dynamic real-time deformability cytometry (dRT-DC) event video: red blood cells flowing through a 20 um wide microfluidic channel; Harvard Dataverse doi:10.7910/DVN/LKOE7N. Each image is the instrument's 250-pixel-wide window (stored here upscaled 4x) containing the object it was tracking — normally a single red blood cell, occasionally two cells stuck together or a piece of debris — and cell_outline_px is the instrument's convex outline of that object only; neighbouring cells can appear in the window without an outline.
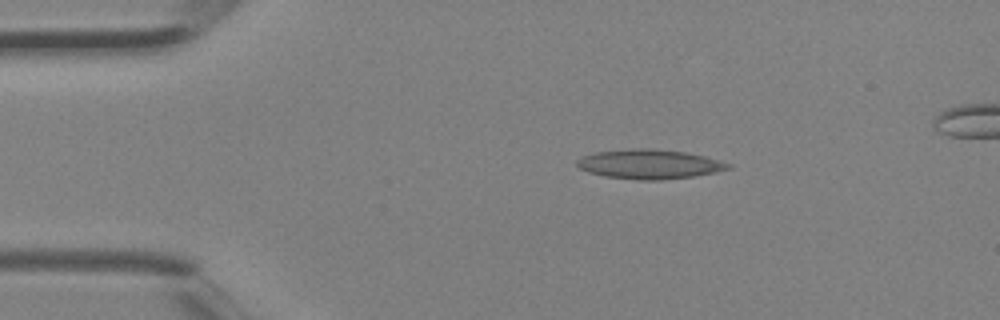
{"species": "Egyptian fruit bat (a non-hibernating species)", "species_latin": "Rousettus aegyptiacus", "temperature_condition": "room temperature", "stored_images_in_passage": 3, "camera_frame_rate_fps": 3000, "um_per_image_px": 0.085, "animal": {"sex": "female"}, "frame": {"image": 1, "passage_image": 1, "time_ms": 0.0, "image_size_px": [1000, 320], "cell_outline_px": [[732, 168], [716, 172], [692, 176], [660, 180], [640, 180], [604, 176], [588, 172], [580, 168], [576, 164], [576, 160], [584, 156], [596, 152], [632, 148], [652, 148], [684, 152], [704, 156], [732, 164]], "centroid_in_image_um": [55.2, 13.95], "position_along_channel_um": 29.8, "area_um2": 25.84}}